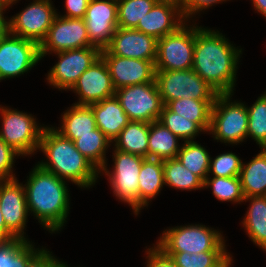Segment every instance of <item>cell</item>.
I'll return each instance as SVG.
<instances>
[{
	"instance_id": "cell-51",
	"label": "cell",
	"mask_w": 266,
	"mask_h": 267,
	"mask_svg": "<svg viewBox=\"0 0 266 267\" xmlns=\"http://www.w3.org/2000/svg\"><path fill=\"white\" fill-rule=\"evenodd\" d=\"M59 267H68V265H66L65 263H61L60 265H59Z\"/></svg>"
},
{
	"instance_id": "cell-28",
	"label": "cell",
	"mask_w": 266,
	"mask_h": 267,
	"mask_svg": "<svg viewBox=\"0 0 266 267\" xmlns=\"http://www.w3.org/2000/svg\"><path fill=\"white\" fill-rule=\"evenodd\" d=\"M246 200L251 201V205L242 223L249 238L266 251V197H244Z\"/></svg>"
},
{
	"instance_id": "cell-21",
	"label": "cell",
	"mask_w": 266,
	"mask_h": 267,
	"mask_svg": "<svg viewBox=\"0 0 266 267\" xmlns=\"http://www.w3.org/2000/svg\"><path fill=\"white\" fill-rule=\"evenodd\" d=\"M89 106L94 113L96 126L112 142L131 121L115 95Z\"/></svg>"
},
{
	"instance_id": "cell-25",
	"label": "cell",
	"mask_w": 266,
	"mask_h": 267,
	"mask_svg": "<svg viewBox=\"0 0 266 267\" xmlns=\"http://www.w3.org/2000/svg\"><path fill=\"white\" fill-rule=\"evenodd\" d=\"M239 178L244 197L266 195V149L248 164L242 163Z\"/></svg>"
},
{
	"instance_id": "cell-3",
	"label": "cell",
	"mask_w": 266,
	"mask_h": 267,
	"mask_svg": "<svg viewBox=\"0 0 266 267\" xmlns=\"http://www.w3.org/2000/svg\"><path fill=\"white\" fill-rule=\"evenodd\" d=\"M39 149L49 161L39 162L42 169L79 187L90 188L95 184L100 171L76 149L73 141L61 136L54 127L43 129Z\"/></svg>"
},
{
	"instance_id": "cell-9",
	"label": "cell",
	"mask_w": 266,
	"mask_h": 267,
	"mask_svg": "<svg viewBox=\"0 0 266 267\" xmlns=\"http://www.w3.org/2000/svg\"><path fill=\"white\" fill-rule=\"evenodd\" d=\"M115 96L131 121L159 120L164 104L156 81L119 88Z\"/></svg>"
},
{
	"instance_id": "cell-26",
	"label": "cell",
	"mask_w": 266,
	"mask_h": 267,
	"mask_svg": "<svg viewBox=\"0 0 266 267\" xmlns=\"http://www.w3.org/2000/svg\"><path fill=\"white\" fill-rule=\"evenodd\" d=\"M149 123L130 121L114 139L116 150L148 158Z\"/></svg>"
},
{
	"instance_id": "cell-11",
	"label": "cell",
	"mask_w": 266,
	"mask_h": 267,
	"mask_svg": "<svg viewBox=\"0 0 266 267\" xmlns=\"http://www.w3.org/2000/svg\"><path fill=\"white\" fill-rule=\"evenodd\" d=\"M41 60L39 45L10 34L0 38V80L20 76Z\"/></svg>"
},
{
	"instance_id": "cell-29",
	"label": "cell",
	"mask_w": 266,
	"mask_h": 267,
	"mask_svg": "<svg viewBox=\"0 0 266 267\" xmlns=\"http://www.w3.org/2000/svg\"><path fill=\"white\" fill-rule=\"evenodd\" d=\"M112 141L97 127L92 134L79 135L73 143L100 172L106 165L105 152Z\"/></svg>"
},
{
	"instance_id": "cell-44",
	"label": "cell",
	"mask_w": 266,
	"mask_h": 267,
	"mask_svg": "<svg viewBox=\"0 0 266 267\" xmlns=\"http://www.w3.org/2000/svg\"><path fill=\"white\" fill-rule=\"evenodd\" d=\"M14 240H17V238L6 228V224L0 209V242Z\"/></svg>"
},
{
	"instance_id": "cell-50",
	"label": "cell",
	"mask_w": 266,
	"mask_h": 267,
	"mask_svg": "<svg viewBox=\"0 0 266 267\" xmlns=\"http://www.w3.org/2000/svg\"><path fill=\"white\" fill-rule=\"evenodd\" d=\"M4 9H5V7L0 2V12H3Z\"/></svg>"
},
{
	"instance_id": "cell-24",
	"label": "cell",
	"mask_w": 266,
	"mask_h": 267,
	"mask_svg": "<svg viewBox=\"0 0 266 267\" xmlns=\"http://www.w3.org/2000/svg\"><path fill=\"white\" fill-rule=\"evenodd\" d=\"M179 139L160 121L149 123L148 158L160 160L176 158L180 150Z\"/></svg>"
},
{
	"instance_id": "cell-30",
	"label": "cell",
	"mask_w": 266,
	"mask_h": 267,
	"mask_svg": "<svg viewBox=\"0 0 266 267\" xmlns=\"http://www.w3.org/2000/svg\"><path fill=\"white\" fill-rule=\"evenodd\" d=\"M41 250L28 240L0 242V267H27Z\"/></svg>"
},
{
	"instance_id": "cell-27",
	"label": "cell",
	"mask_w": 266,
	"mask_h": 267,
	"mask_svg": "<svg viewBox=\"0 0 266 267\" xmlns=\"http://www.w3.org/2000/svg\"><path fill=\"white\" fill-rule=\"evenodd\" d=\"M215 100H195L180 98L168 102L165 106L172 112L195 122L204 132L210 128L211 110Z\"/></svg>"
},
{
	"instance_id": "cell-7",
	"label": "cell",
	"mask_w": 266,
	"mask_h": 267,
	"mask_svg": "<svg viewBox=\"0 0 266 267\" xmlns=\"http://www.w3.org/2000/svg\"><path fill=\"white\" fill-rule=\"evenodd\" d=\"M195 26L181 25L157 40L156 71L188 70L193 67Z\"/></svg>"
},
{
	"instance_id": "cell-22",
	"label": "cell",
	"mask_w": 266,
	"mask_h": 267,
	"mask_svg": "<svg viewBox=\"0 0 266 267\" xmlns=\"http://www.w3.org/2000/svg\"><path fill=\"white\" fill-rule=\"evenodd\" d=\"M94 113L90 106L74 104L62 115V126L58 130L61 136L74 141L79 135L92 134L96 129Z\"/></svg>"
},
{
	"instance_id": "cell-48",
	"label": "cell",
	"mask_w": 266,
	"mask_h": 267,
	"mask_svg": "<svg viewBox=\"0 0 266 267\" xmlns=\"http://www.w3.org/2000/svg\"><path fill=\"white\" fill-rule=\"evenodd\" d=\"M15 1H17V0H0L1 4H2L5 8H7V7H9V5L15 3Z\"/></svg>"
},
{
	"instance_id": "cell-37",
	"label": "cell",
	"mask_w": 266,
	"mask_h": 267,
	"mask_svg": "<svg viewBox=\"0 0 266 267\" xmlns=\"http://www.w3.org/2000/svg\"><path fill=\"white\" fill-rule=\"evenodd\" d=\"M177 267H215L227 255L226 251H207L190 254L188 252L164 253Z\"/></svg>"
},
{
	"instance_id": "cell-38",
	"label": "cell",
	"mask_w": 266,
	"mask_h": 267,
	"mask_svg": "<svg viewBox=\"0 0 266 267\" xmlns=\"http://www.w3.org/2000/svg\"><path fill=\"white\" fill-rule=\"evenodd\" d=\"M242 161L235 153H224L210 158L209 172L216 177H236L240 175Z\"/></svg>"
},
{
	"instance_id": "cell-15",
	"label": "cell",
	"mask_w": 266,
	"mask_h": 267,
	"mask_svg": "<svg viewBox=\"0 0 266 267\" xmlns=\"http://www.w3.org/2000/svg\"><path fill=\"white\" fill-rule=\"evenodd\" d=\"M84 21L90 43L106 49L118 28L117 0H90Z\"/></svg>"
},
{
	"instance_id": "cell-13",
	"label": "cell",
	"mask_w": 266,
	"mask_h": 267,
	"mask_svg": "<svg viewBox=\"0 0 266 267\" xmlns=\"http://www.w3.org/2000/svg\"><path fill=\"white\" fill-rule=\"evenodd\" d=\"M56 15L51 1L35 0L7 22L8 32L40 45Z\"/></svg>"
},
{
	"instance_id": "cell-39",
	"label": "cell",
	"mask_w": 266,
	"mask_h": 267,
	"mask_svg": "<svg viewBox=\"0 0 266 267\" xmlns=\"http://www.w3.org/2000/svg\"><path fill=\"white\" fill-rule=\"evenodd\" d=\"M20 156L0 138V181L16 178L12 173L15 156Z\"/></svg>"
},
{
	"instance_id": "cell-8",
	"label": "cell",
	"mask_w": 266,
	"mask_h": 267,
	"mask_svg": "<svg viewBox=\"0 0 266 267\" xmlns=\"http://www.w3.org/2000/svg\"><path fill=\"white\" fill-rule=\"evenodd\" d=\"M2 129L0 138L17 153L30 155L39 149L45 127H40L31 114L1 107ZM38 125V126H37Z\"/></svg>"
},
{
	"instance_id": "cell-19",
	"label": "cell",
	"mask_w": 266,
	"mask_h": 267,
	"mask_svg": "<svg viewBox=\"0 0 266 267\" xmlns=\"http://www.w3.org/2000/svg\"><path fill=\"white\" fill-rule=\"evenodd\" d=\"M107 64L115 90L131 85L155 82L156 68L152 61L101 55Z\"/></svg>"
},
{
	"instance_id": "cell-42",
	"label": "cell",
	"mask_w": 266,
	"mask_h": 267,
	"mask_svg": "<svg viewBox=\"0 0 266 267\" xmlns=\"http://www.w3.org/2000/svg\"><path fill=\"white\" fill-rule=\"evenodd\" d=\"M90 0H66L67 14L61 17L84 19Z\"/></svg>"
},
{
	"instance_id": "cell-32",
	"label": "cell",
	"mask_w": 266,
	"mask_h": 267,
	"mask_svg": "<svg viewBox=\"0 0 266 267\" xmlns=\"http://www.w3.org/2000/svg\"><path fill=\"white\" fill-rule=\"evenodd\" d=\"M176 158L189 171L203 181L209 176L210 156L205 148L195 141H185L180 147Z\"/></svg>"
},
{
	"instance_id": "cell-1",
	"label": "cell",
	"mask_w": 266,
	"mask_h": 267,
	"mask_svg": "<svg viewBox=\"0 0 266 267\" xmlns=\"http://www.w3.org/2000/svg\"><path fill=\"white\" fill-rule=\"evenodd\" d=\"M232 45L219 31L195 27L192 69L218 94H232L234 90L242 49Z\"/></svg>"
},
{
	"instance_id": "cell-6",
	"label": "cell",
	"mask_w": 266,
	"mask_h": 267,
	"mask_svg": "<svg viewBox=\"0 0 266 267\" xmlns=\"http://www.w3.org/2000/svg\"><path fill=\"white\" fill-rule=\"evenodd\" d=\"M155 81L164 105L180 98L215 100L218 95L193 69L156 71Z\"/></svg>"
},
{
	"instance_id": "cell-40",
	"label": "cell",
	"mask_w": 266,
	"mask_h": 267,
	"mask_svg": "<svg viewBox=\"0 0 266 267\" xmlns=\"http://www.w3.org/2000/svg\"><path fill=\"white\" fill-rule=\"evenodd\" d=\"M226 0H182L181 11L185 19L203 9L211 7L213 4Z\"/></svg>"
},
{
	"instance_id": "cell-43",
	"label": "cell",
	"mask_w": 266,
	"mask_h": 267,
	"mask_svg": "<svg viewBox=\"0 0 266 267\" xmlns=\"http://www.w3.org/2000/svg\"><path fill=\"white\" fill-rule=\"evenodd\" d=\"M62 263L44 248L28 263L27 267H59Z\"/></svg>"
},
{
	"instance_id": "cell-49",
	"label": "cell",
	"mask_w": 266,
	"mask_h": 267,
	"mask_svg": "<svg viewBox=\"0 0 266 267\" xmlns=\"http://www.w3.org/2000/svg\"><path fill=\"white\" fill-rule=\"evenodd\" d=\"M158 1H162V2H172V3L177 4V5L180 6V7H181V4H182V0H158Z\"/></svg>"
},
{
	"instance_id": "cell-33",
	"label": "cell",
	"mask_w": 266,
	"mask_h": 267,
	"mask_svg": "<svg viewBox=\"0 0 266 267\" xmlns=\"http://www.w3.org/2000/svg\"><path fill=\"white\" fill-rule=\"evenodd\" d=\"M158 0H117L118 27L136 28Z\"/></svg>"
},
{
	"instance_id": "cell-12",
	"label": "cell",
	"mask_w": 266,
	"mask_h": 267,
	"mask_svg": "<svg viewBox=\"0 0 266 267\" xmlns=\"http://www.w3.org/2000/svg\"><path fill=\"white\" fill-rule=\"evenodd\" d=\"M93 46L84 19L55 16L45 39L39 45L41 59L47 52H62Z\"/></svg>"
},
{
	"instance_id": "cell-4",
	"label": "cell",
	"mask_w": 266,
	"mask_h": 267,
	"mask_svg": "<svg viewBox=\"0 0 266 267\" xmlns=\"http://www.w3.org/2000/svg\"><path fill=\"white\" fill-rule=\"evenodd\" d=\"M215 229L204 225H186L165 230L157 243L163 253L226 251L225 240Z\"/></svg>"
},
{
	"instance_id": "cell-10",
	"label": "cell",
	"mask_w": 266,
	"mask_h": 267,
	"mask_svg": "<svg viewBox=\"0 0 266 267\" xmlns=\"http://www.w3.org/2000/svg\"><path fill=\"white\" fill-rule=\"evenodd\" d=\"M114 170L110 174L105 166L101 171H106V175L109 176L113 193L119 200L128 203L134 210V213H139V172L142 166V162L145 157L123 152L120 150H114Z\"/></svg>"
},
{
	"instance_id": "cell-5",
	"label": "cell",
	"mask_w": 266,
	"mask_h": 267,
	"mask_svg": "<svg viewBox=\"0 0 266 267\" xmlns=\"http://www.w3.org/2000/svg\"><path fill=\"white\" fill-rule=\"evenodd\" d=\"M232 94H218L211 110L210 128L216 140L236 144L247 138L248 111L240 102H231Z\"/></svg>"
},
{
	"instance_id": "cell-45",
	"label": "cell",
	"mask_w": 266,
	"mask_h": 267,
	"mask_svg": "<svg viewBox=\"0 0 266 267\" xmlns=\"http://www.w3.org/2000/svg\"><path fill=\"white\" fill-rule=\"evenodd\" d=\"M254 8L266 18V0H252Z\"/></svg>"
},
{
	"instance_id": "cell-14",
	"label": "cell",
	"mask_w": 266,
	"mask_h": 267,
	"mask_svg": "<svg viewBox=\"0 0 266 267\" xmlns=\"http://www.w3.org/2000/svg\"><path fill=\"white\" fill-rule=\"evenodd\" d=\"M57 55L59 61L51 68L47 80L58 89L70 90L81 74L101 56V50L91 46L58 52Z\"/></svg>"
},
{
	"instance_id": "cell-46",
	"label": "cell",
	"mask_w": 266,
	"mask_h": 267,
	"mask_svg": "<svg viewBox=\"0 0 266 267\" xmlns=\"http://www.w3.org/2000/svg\"><path fill=\"white\" fill-rule=\"evenodd\" d=\"M8 31V23L4 19L3 12H0V38Z\"/></svg>"
},
{
	"instance_id": "cell-41",
	"label": "cell",
	"mask_w": 266,
	"mask_h": 267,
	"mask_svg": "<svg viewBox=\"0 0 266 267\" xmlns=\"http://www.w3.org/2000/svg\"><path fill=\"white\" fill-rule=\"evenodd\" d=\"M147 252V267H177L170 257L166 256L159 248H150Z\"/></svg>"
},
{
	"instance_id": "cell-18",
	"label": "cell",
	"mask_w": 266,
	"mask_h": 267,
	"mask_svg": "<svg viewBox=\"0 0 266 267\" xmlns=\"http://www.w3.org/2000/svg\"><path fill=\"white\" fill-rule=\"evenodd\" d=\"M157 40L135 28L118 27L108 47L101 50V55H116L155 63Z\"/></svg>"
},
{
	"instance_id": "cell-35",
	"label": "cell",
	"mask_w": 266,
	"mask_h": 267,
	"mask_svg": "<svg viewBox=\"0 0 266 267\" xmlns=\"http://www.w3.org/2000/svg\"><path fill=\"white\" fill-rule=\"evenodd\" d=\"M211 179V180H210ZM211 186L213 195L220 201L243 202L244 195L239 176L236 177H206L204 187Z\"/></svg>"
},
{
	"instance_id": "cell-16",
	"label": "cell",
	"mask_w": 266,
	"mask_h": 267,
	"mask_svg": "<svg viewBox=\"0 0 266 267\" xmlns=\"http://www.w3.org/2000/svg\"><path fill=\"white\" fill-rule=\"evenodd\" d=\"M0 209L6 228L17 239L26 240L24 228L29 213L26 193L16 178L0 181Z\"/></svg>"
},
{
	"instance_id": "cell-36",
	"label": "cell",
	"mask_w": 266,
	"mask_h": 267,
	"mask_svg": "<svg viewBox=\"0 0 266 267\" xmlns=\"http://www.w3.org/2000/svg\"><path fill=\"white\" fill-rule=\"evenodd\" d=\"M158 121L184 142L193 141L195 136L203 131L195 122L170 111L165 105Z\"/></svg>"
},
{
	"instance_id": "cell-31",
	"label": "cell",
	"mask_w": 266,
	"mask_h": 267,
	"mask_svg": "<svg viewBox=\"0 0 266 267\" xmlns=\"http://www.w3.org/2000/svg\"><path fill=\"white\" fill-rule=\"evenodd\" d=\"M164 184L181 190L204 188V181L184 167L177 158L163 160Z\"/></svg>"
},
{
	"instance_id": "cell-20",
	"label": "cell",
	"mask_w": 266,
	"mask_h": 267,
	"mask_svg": "<svg viewBox=\"0 0 266 267\" xmlns=\"http://www.w3.org/2000/svg\"><path fill=\"white\" fill-rule=\"evenodd\" d=\"M184 21L180 6L172 2L158 1L145 17L139 20L135 29L158 40L186 24Z\"/></svg>"
},
{
	"instance_id": "cell-47",
	"label": "cell",
	"mask_w": 266,
	"mask_h": 267,
	"mask_svg": "<svg viewBox=\"0 0 266 267\" xmlns=\"http://www.w3.org/2000/svg\"><path fill=\"white\" fill-rule=\"evenodd\" d=\"M232 263V258L228 254L217 266L215 267H230Z\"/></svg>"
},
{
	"instance_id": "cell-34",
	"label": "cell",
	"mask_w": 266,
	"mask_h": 267,
	"mask_svg": "<svg viewBox=\"0 0 266 267\" xmlns=\"http://www.w3.org/2000/svg\"><path fill=\"white\" fill-rule=\"evenodd\" d=\"M247 111V137L251 136L261 149H266V93L258 97L251 107H247Z\"/></svg>"
},
{
	"instance_id": "cell-17",
	"label": "cell",
	"mask_w": 266,
	"mask_h": 267,
	"mask_svg": "<svg viewBox=\"0 0 266 267\" xmlns=\"http://www.w3.org/2000/svg\"><path fill=\"white\" fill-rule=\"evenodd\" d=\"M72 89L80 96L76 105L89 106L115 95L109 69L101 56L81 74Z\"/></svg>"
},
{
	"instance_id": "cell-2",
	"label": "cell",
	"mask_w": 266,
	"mask_h": 267,
	"mask_svg": "<svg viewBox=\"0 0 266 267\" xmlns=\"http://www.w3.org/2000/svg\"><path fill=\"white\" fill-rule=\"evenodd\" d=\"M66 182L38 164L24 185L28 212L51 232L64 226L69 211V191Z\"/></svg>"
},
{
	"instance_id": "cell-23",
	"label": "cell",
	"mask_w": 266,
	"mask_h": 267,
	"mask_svg": "<svg viewBox=\"0 0 266 267\" xmlns=\"http://www.w3.org/2000/svg\"><path fill=\"white\" fill-rule=\"evenodd\" d=\"M139 211L148 201L159 194L164 185L163 160L145 158L138 177Z\"/></svg>"
}]
</instances>
